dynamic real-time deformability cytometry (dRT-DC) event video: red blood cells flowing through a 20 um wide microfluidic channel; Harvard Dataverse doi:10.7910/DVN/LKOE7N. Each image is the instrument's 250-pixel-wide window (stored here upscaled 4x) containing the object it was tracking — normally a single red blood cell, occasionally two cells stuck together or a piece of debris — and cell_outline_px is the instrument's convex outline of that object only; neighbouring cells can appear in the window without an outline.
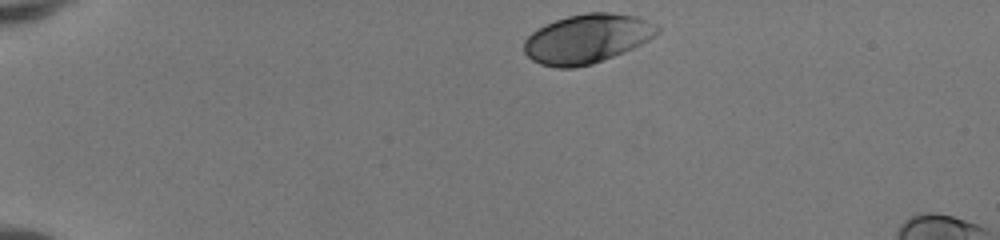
{"species": "human", "species_latin": "Homo sapiens", "temperature_condition": "room temperature", "stored_images_in_passage": 41, "camera_frame_rate_fps": 3000, "um_per_image_px": 0.085, "donor": {"sex": "female"}, "frame": {"image": 1, "passage_image": 1, "time_ms": 0.0, "image_size_px": [1000, 240], "cell_outline_px": [[660, 32], [656, 36], [624, 52], [592, 64], [576, 68], [556, 68], [540, 64], [532, 60], [524, 52], [524, 40], [532, 32], [556, 20], [568, 16], [588, 12], [608, 12], [636, 16], [656, 24], [660, 28]], "centroid_in_image_um": [49.91, 3.3], "position_along_channel_um": 35.1, "area_um2": 38.09}}
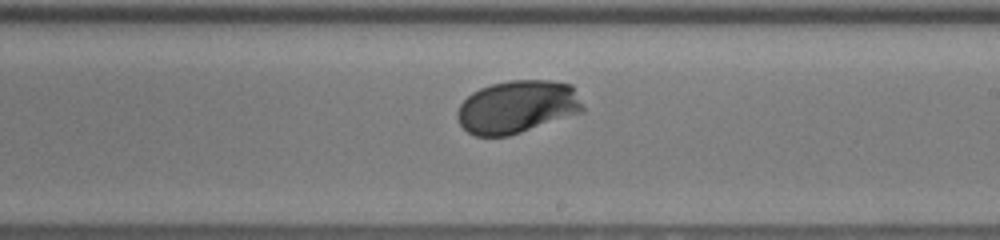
{"frame": {"image": 2, "passage_image": 22, "time_ms": 7.0, "image_size_px": [1000, 240], "cell_outline_px": [[584, 112], [508, 136], [476, 136], [468, 132], [460, 124], [456, 116], [456, 112], [460, 104], [472, 92], [480, 88], [492, 84], [508, 80], [548, 80], [572, 84], [584, 108]], "centroid_in_image_um": [43.96, 9.08], "position_along_channel_um": 245.0, "area_um2": 38.73}}
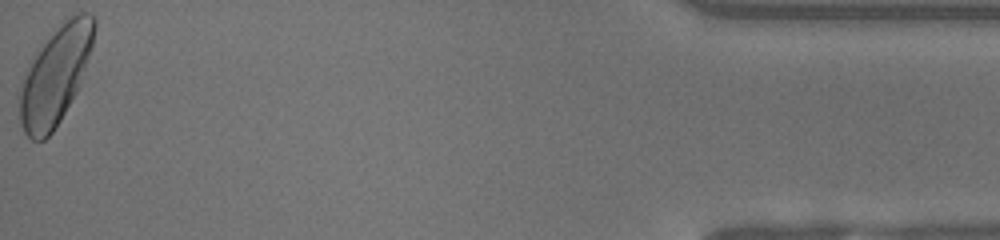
{"frame": {"image": 3, "passage_image": 41, "time_ms": 13.333, "image_size_px": [1000, 240], "cell_outline_px": [[96, 28], [92, 48], [80, 84], [76, 92], [60, 120], [52, 132], [44, 140], [32, 140], [24, 132], [20, 124], [20, 88], [28, 68], [40, 44], [72, 12], [88, 12], [96, 16]], "centroid_in_image_um": [4.74, 6.34], "position_along_channel_um": 430.5, "area_um2": 42.43}, "authors_computed_cell_mechanics": {"area_um2": 38.148, "velocity_mm_per_s": 4.1124, "shape_relaxation_time_tau1_ms": 1.2061, "shape_relaxation_time_tau2_ms": null, "deformation_change_tau1": 0.1126, "deformation_change_tau2": null}}